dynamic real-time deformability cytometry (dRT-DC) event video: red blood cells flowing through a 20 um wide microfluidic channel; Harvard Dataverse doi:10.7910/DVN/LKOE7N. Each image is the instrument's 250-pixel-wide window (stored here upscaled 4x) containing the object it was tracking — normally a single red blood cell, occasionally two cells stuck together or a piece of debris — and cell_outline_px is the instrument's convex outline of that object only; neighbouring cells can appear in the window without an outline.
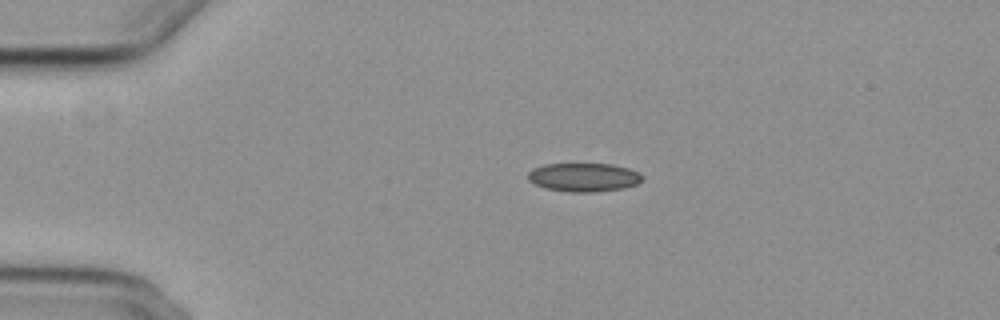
{"species": "common noctule bat (a hibernating species)", "species_latin": "Nyctalus noctula", "temperature_condition": "cold", "stored_images_in_passage": 3, "camera_frame_rate_fps": 3000, "um_per_image_px": 0.085, "animal": {"sex": "female", "body_mass_g": 29.2, "forearm_length_mm": 56.3}, "frame": {"image": 1, "passage_image": 2, "time_ms": 1.667, "image_size_px": [1000, 320], "cell_outline_px": [[644, 180], [636, 184], [624, 188], [592, 192], [568, 192], [544, 188], [528, 180], [528, 172], [532, 168], [544, 164], [612, 164], [628, 168], [640, 172], [644, 176]], "centroid_in_image_um": [49.64, 15.06], "position_along_channel_um": 35.4, "area_um2": 19.25}}